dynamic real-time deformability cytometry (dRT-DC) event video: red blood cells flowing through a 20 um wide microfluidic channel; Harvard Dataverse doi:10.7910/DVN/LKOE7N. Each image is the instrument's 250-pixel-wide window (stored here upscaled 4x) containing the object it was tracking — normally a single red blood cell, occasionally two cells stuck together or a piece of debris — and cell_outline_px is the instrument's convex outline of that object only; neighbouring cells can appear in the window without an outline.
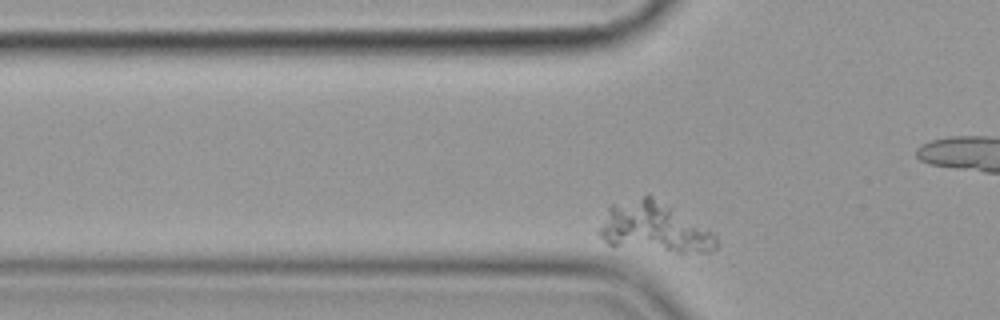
{"species": "common noctule bat (a hibernating species)", "species_latin": "Nyctalus noctula", "temperature_condition": "cold", "stored_images_in_passage": 43, "camera_frame_rate_fps": 3000, "um_per_image_px": 0.085, "animal": {"sex": "female", "body_mass_g": 19.9}, "frame": {"image": 1, "passage_image": 11, "time_ms": 3.333, "image_size_px": [1000, 320], "cell_outline_px": [[716, 248], [708, 252], [676, 252], [608, 244], [596, 232], [608, 208], [612, 204], [648, 192], [716, 236]], "centroid_in_image_um": [55.53, 19.3], "position_along_channel_um": 70.3, "area_um2": 33.52}}
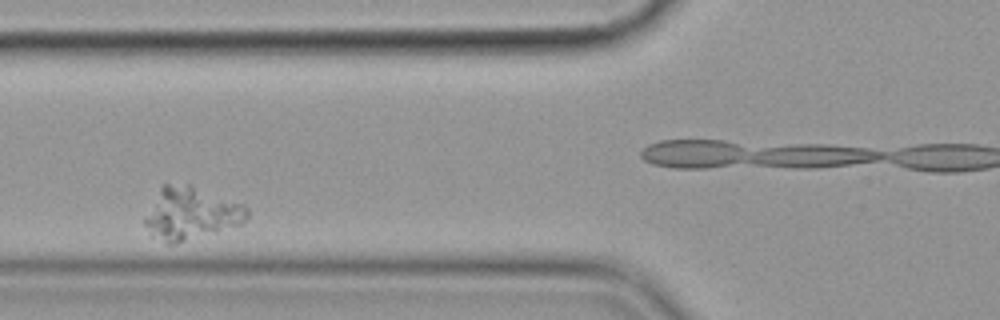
{"frame": {"image": 2, "passage_image": 15, "time_ms": 4.667, "image_size_px": [1000, 320], "cell_outline_px": [[248, 216], [240, 224], [176, 244], [168, 244], [152, 236], [144, 224], [144, 220], [160, 188], [164, 184], [192, 184], [244, 204], [248, 208]], "centroid_in_image_um": [16.24, 18.13], "position_along_channel_um": 109.6, "area_um2": 31.04}}
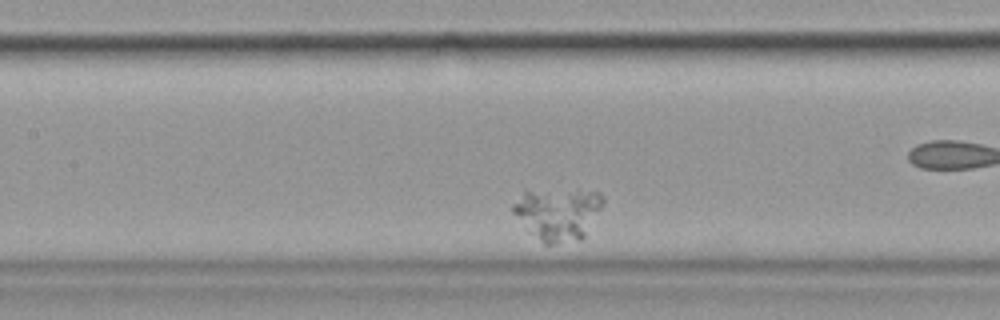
{"frame": {"image": 3, "passage_image": 20, "time_ms": 6.333, "image_size_px": [1000, 320], "cell_outline_px": [[604, 204], [584, 236], [580, 240], [552, 244], [544, 244], [512, 212], [512, 204], [524, 192], [576, 188], [580, 188], [600, 192], [604, 200]], "centroid_in_image_um": [47.48, 18.12], "position_along_channel_um": 159.9, "area_um2": 27.34}}